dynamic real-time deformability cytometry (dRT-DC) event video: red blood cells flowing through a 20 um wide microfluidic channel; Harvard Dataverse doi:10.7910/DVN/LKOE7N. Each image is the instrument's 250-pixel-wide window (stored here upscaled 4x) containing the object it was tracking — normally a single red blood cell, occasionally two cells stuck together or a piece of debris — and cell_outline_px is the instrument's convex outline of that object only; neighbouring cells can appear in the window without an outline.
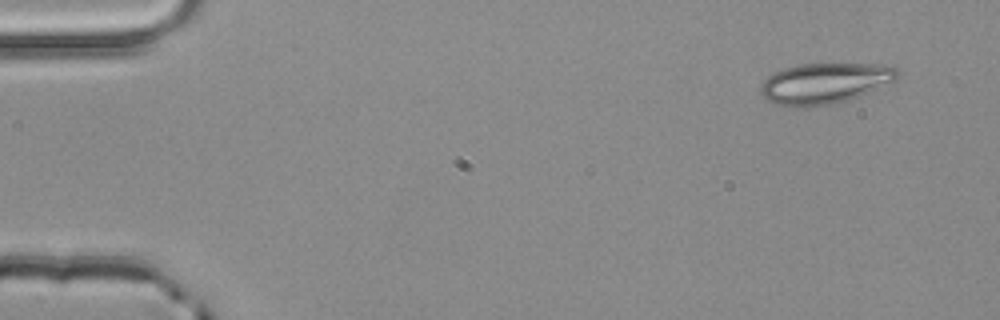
{"species": "common noctule bat (a hibernating species)", "species_latin": "Nyctalus noctula", "temperature_condition": "room temperature", "stored_images_in_passage": 3, "camera_frame_rate_fps": 3000, "um_per_image_px": 0.085, "animal": {"sex": "male", "body_mass_g": 20.4}, "frame": {"image": 1, "passage_image": 1, "time_ms": 0.0, "image_size_px": [1000, 320], "cell_outline_px": [[900, 76], [896, 80], [868, 92], [832, 104], [808, 108], [796, 108], [776, 104], [768, 100], [760, 92], [760, 84], [772, 72], [784, 68], [800, 64], [888, 64], [896, 68], [900, 72]], "centroid_in_image_um": [70.08, 7.08], "position_along_channel_um": 14.9, "area_um2": 32.66}}